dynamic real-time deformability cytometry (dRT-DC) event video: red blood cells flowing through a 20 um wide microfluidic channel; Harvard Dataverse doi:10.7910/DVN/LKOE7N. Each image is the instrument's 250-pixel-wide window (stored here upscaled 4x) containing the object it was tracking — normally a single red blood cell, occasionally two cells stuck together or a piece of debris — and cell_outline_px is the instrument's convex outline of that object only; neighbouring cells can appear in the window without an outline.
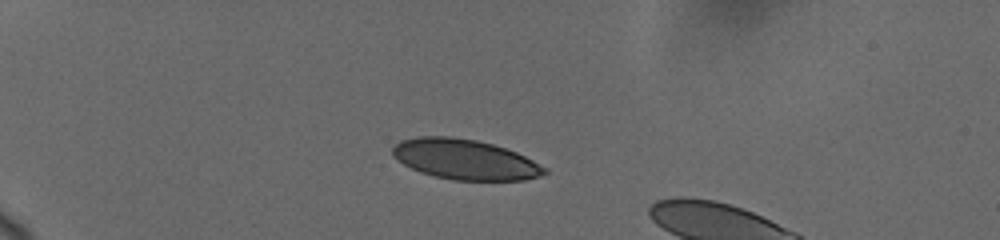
{"species": "human", "species_latin": "Homo sapiens", "temperature_condition": "cold", "stored_images_in_passage": 20, "camera_frame_rate_fps": 3000, "um_per_image_px": 0.085, "donor": {"sex": "female"}, "frame": {"image": 1, "passage_image": 6, "time_ms": 3.333, "image_size_px": [1000, 240], "cell_outline_px": [[548, 172], [540, 176], [524, 180], [452, 180], [420, 172], [396, 160], [392, 156], [392, 148], [400, 140], [420, 136], [448, 136], [476, 140], [492, 144], [516, 152], [548, 168]], "centroid_in_image_um": [39.51, 13.55], "position_along_channel_um": 45.5, "area_um2": 35.55}}
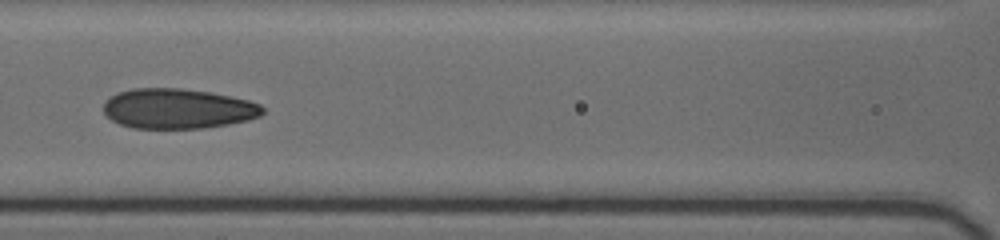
{"frame": {"image": 2, "passage_image": 13, "time_ms": 7.667, "image_size_px": [1000, 240], "cell_outline_px": [[264, 112], [260, 116], [248, 120], [228, 124], [204, 128], [132, 128], [120, 124], [112, 120], [104, 112], [104, 104], [112, 96], [120, 92], [132, 88], [180, 88], [212, 92], [232, 96], [248, 100], [260, 104], [264, 108]], "centroid_in_image_um": [15.15, 9.23], "position_along_channel_um": 151.4, "area_um2": 37.11}}
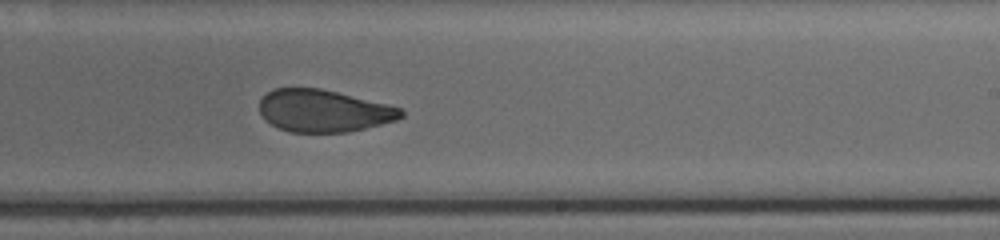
{"frame": {"image": 3, "passage_image": 20, "time_ms": 10.667, "image_size_px": [1000, 240], "cell_outline_px": [[404, 116], [396, 120], [348, 132], [288, 132], [264, 120], [260, 112], [260, 100], [272, 88], [320, 88], [388, 104], [400, 108], [404, 112]], "centroid_in_image_um": [27.49, 9.42], "position_along_channel_um": 261.5, "area_um2": 34.74}}